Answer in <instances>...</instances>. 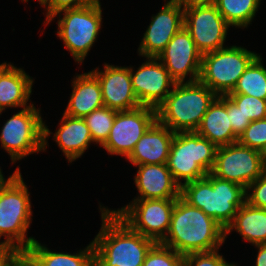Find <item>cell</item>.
<instances>
[{
  "instance_id": "6da1fadb",
  "label": "cell",
  "mask_w": 266,
  "mask_h": 266,
  "mask_svg": "<svg viewBox=\"0 0 266 266\" xmlns=\"http://www.w3.org/2000/svg\"><path fill=\"white\" fill-rule=\"evenodd\" d=\"M102 226L94 238V266H142L156 244L134 231L112 210L101 207Z\"/></svg>"
},
{
  "instance_id": "7a4b0ae2",
  "label": "cell",
  "mask_w": 266,
  "mask_h": 266,
  "mask_svg": "<svg viewBox=\"0 0 266 266\" xmlns=\"http://www.w3.org/2000/svg\"><path fill=\"white\" fill-rule=\"evenodd\" d=\"M225 242V230L201 209L178 197L169 230L160 242L181 255L219 249Z\"/></svg>"
},
{
  "instance_id": "3957f363",
  "label": "cell",
  "mask_w": 266,
  "mask_h": 266,
  "mask_svg": "<svg viewBox=\"0 0 266 266\" xmlns=\"http://www.w3.org/2000/svg\"><path fill=\"white\" fill-rule=\"evenodd\" d=\"M180 197L201 209L226 230L246 202V189L208 173L202 179L182 184Z\"/></svg>"
},
{
  "instance_id": "277c9868",
  "label": "cell",
  "mask_w": 266,
  "mask_h": 266,
  "mask_svg": "<svg viewBox=\"0 0 266 266\" xmlns=\"http://www.w3.org/2000/svg\"><path fill=\"white\" fill-rule=\"evenodd\" d=\"M218 96L200 80L175 83L156 109L157 120L173 132L196 131Z\"/></svg>"
},
{
  "instance_id": "5b68a950",
  "label": "cell",
  "mask_w": 266,
  "mask_h": 266,
  "mask_svg": "<svg viewBox=\"0 0 266 266\" xmlns=\"http://www.w3.org/2000/svg\"><path fill=\"white\" fill-rule=\"evenodd\" d=\"M218 147L196 131L176 132L167 159V168L182 184L202 179L211 172ZM184 180V183L181 181Z\"/></svg>"
},
{
  "instance_id": "8992f818",
  "label": "cell",
  "mask_w": 266,
  "mask_h": 266,
  "mask_svg": "<svg viewBox=\"0 0 266 266\" xmlns=\"http://www.w3.org/2000/svg\"><path fill=\"white\" fill-rule=\"evenodd\" d=\"M31 202L28 188L21 173L0 193V238L3 243L14 246L19 251L27 250L36 240L26 239L32 221Z\"/></svg>"
},
{
  "instance_id": "52a82bcc",
  "label": "cell",
  "mask_w": 266,
  "mask_h": 266,
  "mask_svg": "<svg viewBox=\"0 0 266 266\" xmlns=\"http://www.w3.org/2000/svg\"><path fill=\"white\" fill-rule=\"evenodd\" d=\"M44 123L40 110L33 104L6 121L1 129L0 141L2 148L10 155L12 163L32 153L45 151L46 139L51 132Z\"/></svg>"
},
{
  "instance_id": "ba28073f",
  "label": "cell",
  "mask_w": 266,
  "mask_h": 266,
  "mask_svg": "<svg viewBox=\"0 0 266 266\" xmlns=\"http://www.w3.org/2000/svg\"><path fill=\"white\" fill-rule=\"evenodd\" d=\"M60 13L64 15L57 21V35L63 40L65 48L71 52L75 61L81 64L95 43L102 25L100 1L60 11L45 23L49 24L58 14L61 17Z\"/></svg>"
},
{
  "instance_id": "9c48e42d",
  "label": "cell",
  "mask_w": 266,
  "mask_h": 266,
  "mask_svg": "<svg viewBox=\"0 0 266 266\" xmlns=\"http://www.w3.org/2000/svg\"><path fill=\"white\" fill-rule=\"evenodd\" d=\"M257 56L234 45L202 54L199 80L217 96L228 95Z\"/></svg>"
},
{
  "instance_id": "30bf717a",
  "label": "cell",
  "mask_w": 266,
  "mask_h": 266,
  "mask_svg": "<svg viewBox=\"0 0 266 266\" xmlns=\"http://www.w3.org/2000/svg\"><path fill=\"white\" fill-rule=\"evenodd\" d=\"M177 199H135L129 205L112 210L134 231L160 243L169 230Z\"/></svg>"
},
{
  "instance_id": "8fae6325",
  "label": "cell",
  "mask_w": 266,
  "mask_h": 266,
  "mask_svg": "<svg viewBox=\"0 0 266 266\" xmlns=\"http://www.w3.org/2000/svg\"><path fill=\"white\" fill-rule=\"evenodd\" d=\"M265 171L261 152L236 142L218 147L210 173L247 189Z\"/></svg>"
},
{
  "instance_id": "7c38bea8",
  "label": "cell",
  "mask_w": 266,
  "mask_h": 266,
  "mask_svg": "<svg viewBox=\"0 0 266 266\" xmlns=\"http://www.w3.org/2000/svg\"><path fill=\"white\" fill-rule=\"evenodd\" d=\"M156 120L157 110L148 106L117 111L109 136L101 147L111 155H122L127 158Z\"/></svg>"
},
{
  "instance_id": "4fadbf2b",
  "label": "cell",
  "mask_w": 266,
  "mask_h": 266,
  "mask_svg": "<svg viewBox=\"0 0 266 266\" xmlns=\"http://www.w3.org/2000/svg\"><path fill=\"white\" fill-rule=\"evenodd\" d=\"M183 26L202 54L224 48L230 27L216 5L184 9Z\"/></svg>"
},
{
  "instance_id": "5bb4252c",
  "label": "cell",
  "mask_w": 266,
  "mask_h": 266,
  "mask_svg": "<svg viewBox=\"0 0 266 266\" xmlns=\"http://www.w3.org/2000/svg\"><path fill=\"white\" fill-rule=\"evenodd\" d=\"M157 59L176 83L185 82L187 75L190 76L187 82L199 80L202 53L184 26L172 37Z\"/></svg>"
},
{
  "instance_id": "9a60e30c",
  "label": "cell",
  "mask_w": 266,
  "mask_h": 266,
  "mask_svg": "<svg viewBox=\"0 0 266 266\" xmlns=\"http://www.w3.org/2000/svg\"><path fill=\"white\" fill-rule=\"evenodd\" d=\"M158 61L156 57H147V61L137 71L130 67L132 88L140 105L154 109L165 101L176 83Z\"/></svg>"
},
{
  "instance_id": "2e32d148",
  "label": "cell",
  "mask_w": 266,
  "mask_h": 266,
  "mask_svg": "<svg viewBox=\"0 0 266 266\" xmlns=\"http://www.w3.org/2000/svg\"><path fill=\"white\" fill-rule=\"evenodd\" d=\"M184 9L176 0H167L152 17L138 48L139 55L158 57L172 37L183 27Z\"/></svg>"
},
{
  "instance_id": "e0dca14e",
  "label": "cell",
  "mask_w": 266,
  "mask_h": 266,
  "mask_svg": "<svg viewBox=\"0 0 266 266\" xmlns=\"http://www.w3.org/2000/svg\"><path fill=\"white\" fill-rule=\"evenodd\" d=\"M104 70L91 72L98 78L104 106L116 111H129L140 107L134 94L130 77V67L104 64Z\"/></svg>"
},
{
  "instance_id": "ac0fdd59",
  "label": "cell",
  "mask_w": 266,
  "mask_h": 266,
  "mask_svg": "<svg viewBox=\"0 0 266 266\" xmlns=\"http://www.w3.org/2000/svg\"><path fill=\"white\" fill-rule=\"evenodd\" d=\"M134 180L140 194L136 199H177L180 197L181 187L166 164L138 165Z\"/></svg>"
},
{
  "instance_id": "d6986e66",
  "label": "cell",
  "mask_w": 266,
  "mask_h": 266,
  "mask_svg": "<svg viewBox=\"0 0 266 266\" xmlns=\"http://www.w3.org/2000/svg\"><path fill=\"white\" fill-rule=\"evenodd\" d=\"M174 134L156 120L137 142L127 160L134 166L166 164Z\"/></svg>"
},
{
  "instance_id": "ffe728a7",
  "label": "cell",
  "mask_w": 266,
  "mask_h": 266,
  "mask_svg": "<svg viewBox=\"0 0 266 266\" xmlns=\"http://www.w3.org/2000/svg\"><path fill=\"white\" fill-rule=\"evenodd\" d=\"M33 82L23 69L0 64V114L7 107H28Z\"/></svg>"
},
{
  "instance_id": "44dd1931",
  "label": "cell",
  "mask_w": 266,
  "mask_h": 266,
  "mask_svg": "<svg viewBox=\"0 0 266 266\" xmlns=\"http://www.w3.org/2000/svg\"><path fill=\"white\" fill-rule=\"evenodd\" d=\"M72 86V94L64 114L83 118L104 106L100 82L91 71L77 75Z\"/></svg>"
},
{
  "instance_id": "7402d4cb",
  "label": "cell",
  "mask_w": 266,
  "mask_h": 266,
  "mask_svg": "<svg viewBox=\"0 0 266 266\" xmlns=\"http://www.w3.org/2000/svg\"><path fill=\"white\" fill-rule=\"evenodd\" d=\"M196 132L217 147L236 143L238 137L234 134L232 124L227 115V95L218 96L203 116Z\"/></svg>"
},
{
  "instance_id": "603a6c76",
  "label": "cell",
  "mask_w": 266,
  "mask_h": 266,
  "mask_svg": "<svg viewBox=\"0 0 266 266\" xmlns=\"http://www.w3.org/2000/svg\"><path fill=\"white\" fill-rule=\"evenodd\" d=\"M59 124L53 137L70 163L83 155L89 143L93 142L92 136L83 118L63 113Z\"/></svg>"
},
{
  "instance_id": "cb8c5ba5",
  "label": "cell",
  "mask_w": 266,
  "mask_h": 266,
  "mask_svg": "<svg viewBox=\"0 0 266 266\" xmlns=\"http://www.w3.org/2000/svg\"><path fill=\"white\" fill-rule=\"evenodd\" d=\"M236 230L244 240L252 245L266 243V210L251 206L245 202L225 230V238L231 230Z\"/></svg>"
},
{
  "instance_id": "d4e9b609",
  "label": "cell",
  "mask_w": 266,
  "mask_h": 266,
  "mask_svg": "<svg viewBox=\"0 0 266 266\" xmlns=\"http://www.w3.org/2000/svg\"><path fill=\"white\" fill-rule=\"evenodd\" d=\"M27 251L42 266H94L93 242L76 254H68L50 251L35 240Z\"/></svg>"
},
{
  "instance_id": "484cf974",
  "label": "cell",
  "mask_w": 266,
  "mask_h": 266,
  "mask_svg": "<svg viewBox=\"0 0 266 266\" xmlns=\"http://www.w3.org/2000/svg\"><path fill=\"white\" fill-rule=\"evenodd\" d=\"M261 0H217L216 7L230 26L247 27L252 22Z\"/></svg>"
},
{
  "instance_id": "4316f807",
  "label": "cell",
  "mask_w": 266,
  "mask_h": 266,
  "mask_svg": "<svg viewBox=\"0 0 266 266\" xmlns=\"http://www.w3.org/2000/svg\"><path fill=\"white\" fill-rule=\"evenodd\" d=\"M258 55L237 81L229 94H246L266 100V68Z\"/></svg>"
},
{
  "instance_id": "83f0119b",
  "label": "cell",
  "mask_w": 266,
  "mask_h": 266,
  "mask_svg": "<svg viewBox=\"0 0 266 266\" xmlns=\"http://www.w3.org/2000/svg\"><path fill=\"white\" fill-rule=\"evenodd\" d=\"M116 114V110L103 106L83 117L93 142L101 146L107 140Z\"/></svg>"
},
{
  "instance_id": "f1b7e54d",
  "label": "cell",
  "mask_w": 266,
  "mask_h": 266,
  "mask_svg": "<svg viewBox=\"0 0 266 266\" xmlns=\"http://www.w3.org/2000/svg\"><path fill=\"white\" fill-rule=\"evenodd\" d=\"M142 266H184V256L172 248L156 243L147 253Z\"/></svg>"
},
{
  "instance_id": "f546056e",
  "label": "cell",
  "mask_w": 266,
  "mask_h": 266,
  "mask_svg": "<svg viewBox=\"0 0 266 266\" xmlns=\"http://www.w3.org/2000/svg\"><path fill=\"white\" fill-rule=\"evenodd\" d=\"M237 142L261 152L266 146V118L251 121Z\"/></svg>"
},
{
  "instance_id": "4dcf8cb0",
  "label": "cell",
  "mask_w": 266,
  "mask_h": 266,
  "mask_svg": "<svg viewBox=\"0 0 266 266\" xmlns=\"http://www.w3.org/2000/svg\"><path fill=\"white\" fill-rule=\"evenodd\" d=\"M250 121L266 118V100L246 94H228Z\"/></svg>"
},
{
  "instance_id": "1f68e13d",
  "label": "cell",
  "mask_w": 266,
  "mask_h": 266,
  "mask_svg": "<svg viewBox=\"0 0 266 266\" xmlns=\"http://www.w3.org/2000/svg\"><path fill=\"white\" fill-rule=\"evenodd\" d=\"M218 249L208 252H193L184 255V266H236L227 263Z\"/></svg>"
},
{
  "instance_id": "d6a6232c",
  "label": "cell",
  "mask_w": 266,
  "mask_h": 266,
  "mask_svg": "<svg viewBox=\"0 0 266 266\" xmlns=\"http://www.w3.org/2000/svg\"><path fill=\"white\" fill-rule=\"evenodd\" d=\"M246 202L253 207L266 210V171L247 187Z\"/></svg>"
},
{
  "instance_id": "836d02e7",
  "label": "cell",
  "mask_w": 266,
  "mask_h": 266,
  "mask_svg": "<svg viewBox=\"0 0 266 266\" xmlns=\"http://www.w3.org/2000/svg\"><path fill=\"white\" fill-rule=\"evenodd\" d=\"M41 6L47 7L46 21L60 11L66 9H76L86 6L96 0H38Z\"/></svg>"
},
{
  "instance_id": "e575fe53",
  "label": "cell",
  "mask_w": 266,
  "mask_h": 266,
  "mask_svg": "<svg viewBox=\"0 0 266 266\" xmlns=\"http://www.w3.org/2000/svg\"><path fill=\"white\" fill-rule=\"evenodd\" d=\"M227 115L232 124L234 134L239 138L247 126L251 123L248 117H245L236 103L227 95Z\"/></svg>"
},
{
  "instance_id": "d590c367",
  "label": "cell",
  "mask_w": 266,
  "mask_h": 266,
  "mask_svg": "<svg viewBox=\"0 0 266 266\" xmlns=\"http://www.w3.org/2000/svg\"><path fill=\"white\" fill-rule=\"evenodd\" d=\"M19 252L14 246L0 242V266H14V261Z\"/></svg>"
},
{
  "instance_id": "8d00e7d4",
  "label": "cell",
  "mask_w": 266,
  "mask_h": 266,
  "mask_svg": "<svg viewBox=\"0 0 266 266\" xmlns=\"http://www.w3.org/2000/svg\"><path fill=\"white\" fill-rule=\"evenodd\" d=\"M14 266H42L27 250L19 251Z\"/></svg>"
},
{
  "instance_id": "74e56055",
  "label": "cell",
  "mask_w": 266,
  "mask_h": 266,
  "mask_svg": "<svg viewBox=\"0 0 266 266\" xmlns=\"http://www.w3.org/2000/svg\"><path fill=\"white\" fill-rule=\"evenodd\" d=\"M183 9L197 7V6H209L216 5L217 0H176Z\"/></svg>"
},
{
  "instance_id": "f35d334b",
  "label": "cell",
  "mask_w": 266,
  "mask_h": 266,
  "mask_svg": "<svg viewBox=\"0 0 266 266\" xmlns=\"http://www.w3.org/2000/svg\"><path fill=\"white\" fill-rule=\"evenodd\" d=\"M255 246L259 249L255 266H266V243Z\"/></svg>"
},
{
  "instance_id": "ab89813d",
  "label": "cell",
  "mask_w": 266,
  "mask_h": 266,
  "mask_svg": "<svg viewBox=\"0 0 266 266\" xmlns=\"http://www.w3.org/2000/svg\"><path fill=\"white\" fill-rule=\"evenodd\" d=\"M20 173L19 167L14 171V173L6 180L0 169V193L12 182V180Z\"/></svg>"
},
{
  "instance_id": "60d3db41",
  "label": "cell",
  "mask_w": 266,
  "mask_h": 266,
  "mask_svg": "<svg viewBox=\"0 0 266 266\" xmlns=\"http://www.w3.org/2000/svg\"><path fill=\"white\" fill-rule=\"evenodd\" d=\"M261 156H262V162H263L264 168H265V170H266V146H265V148L261 151Z\"/></svg>"
}]
</instances>
